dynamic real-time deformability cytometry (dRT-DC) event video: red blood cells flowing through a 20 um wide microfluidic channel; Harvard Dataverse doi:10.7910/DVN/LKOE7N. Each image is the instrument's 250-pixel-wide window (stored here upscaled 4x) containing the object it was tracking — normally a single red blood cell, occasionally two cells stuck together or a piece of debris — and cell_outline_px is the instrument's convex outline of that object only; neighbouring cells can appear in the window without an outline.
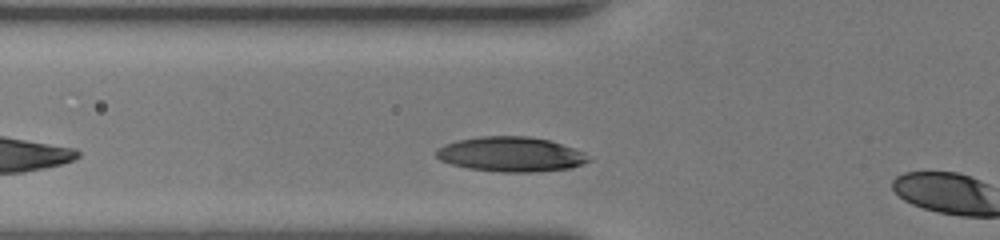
{"species": "human", "species_latin": "Homo sapiens", "temperature_condition": "room temperature", "stored_images_in_passage": 4, "camera_frame_rate_fps": 3000, "um_per_image_px": 0.085, "donor": {"sex": "female"}, "frame": {"image": 1, "passage_image": 3, "time_ms": 0.667, "image_size_px": [1000, 240], "cell_outline_px": [[592, 160], [572, 168], [536, 172], [500, 172], [468, 168], [452, 164], [440, 160], [436, 156], [436, 148], [444, 144], [456, 140], [480, 136], [528, 136], [548, 140], [584, 152]], "centroid_in_image_um": [43.4, 13.11], "position_along_channel_um": 82.4, "area_um2": 30.98}}